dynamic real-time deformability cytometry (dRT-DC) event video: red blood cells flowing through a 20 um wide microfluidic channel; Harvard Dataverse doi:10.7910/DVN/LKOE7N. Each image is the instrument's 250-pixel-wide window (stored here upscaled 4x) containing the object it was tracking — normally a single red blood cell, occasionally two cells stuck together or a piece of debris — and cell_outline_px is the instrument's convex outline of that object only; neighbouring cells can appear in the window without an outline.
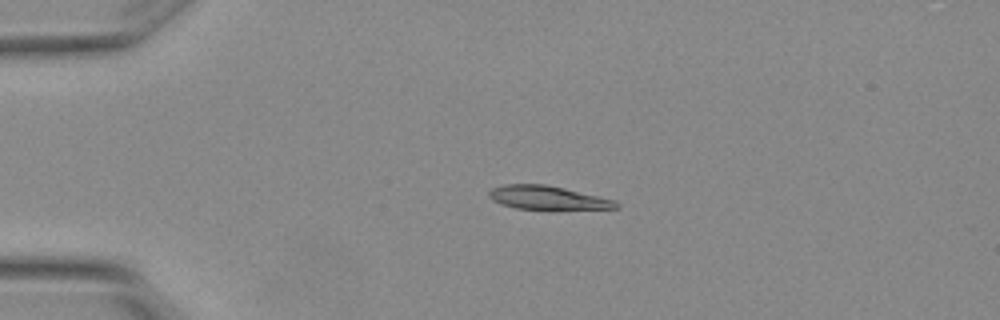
{"species": "Egyptian fruit bat (a non-hibernating species)", "species_latin": "Rousettus aegyptiacus", "temperature_condition": "warm", "stored_images_in_passage": 3, "camera_frame_rate_fps": 3000, "um_per_image_px": 0.085, "animal": {"sex": "female"}, "frame": {"image": 1, "passage_image": 2, "time_ms": 0.333, "image_size_px": [1000, 320], "cell_outline_px": [[620, 208], [516, 208], [500, 204], [492, 200], [488, 196], [488, 192], [492, 188], [504, 184], [544, 184], [564, 188], [616, 200], [620, 204]], "centroid_in_image_um": [46.5, 16.78], "position_along_channel_um": 38.5, "area_um2": 17.11}}